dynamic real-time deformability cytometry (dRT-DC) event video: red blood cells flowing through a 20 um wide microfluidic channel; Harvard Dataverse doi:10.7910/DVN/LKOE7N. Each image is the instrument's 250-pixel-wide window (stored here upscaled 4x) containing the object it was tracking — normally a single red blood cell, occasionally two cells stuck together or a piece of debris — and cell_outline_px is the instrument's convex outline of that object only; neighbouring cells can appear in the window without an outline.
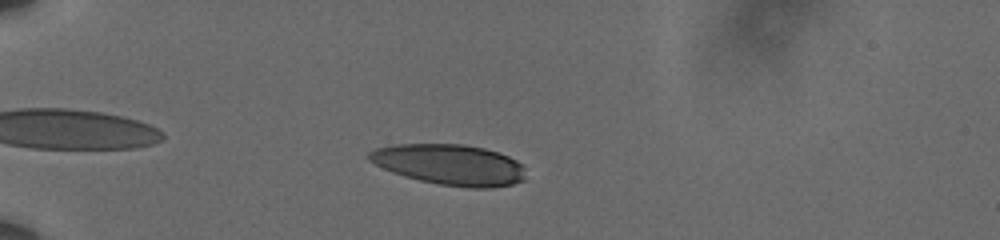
{"species": "human", "species_latin": "Homo sapiens", "temperature_condition": "cold", "stored_images_in_passage": 11, "camera_frame_rate_fps": 3000, "um_per_image_px": 0.085, "donor": {"sex": "male"}, "frame": {"image": 1, "passage_image": 3, "time_ms": 0.667, "image_size_px": [1000, 240], "cell_outline_px": [[524, 180], [512, 184], [492, 188], [468, 188], [440, 184], [420, 180], [404, 176], [392, 172], [368, 160], [368, 152], [376, 148], [392, 144], [464, 144], [484, 148], [508, 156], [524, 164]], "centroid_in_image_um": [38.23, 13.99], "position_along_channel_um": 46.8, "area_um2": 37.22}}
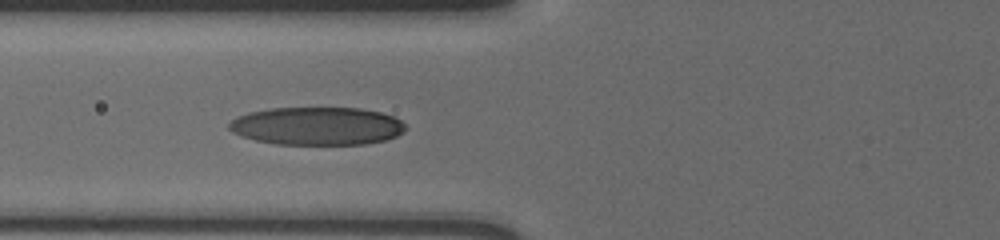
{"frame": {"image": 2, "passage_image": 9, "time_ms": 2.667, "image_size_px": [1000, 240], "cell_outline_px": [[408, 128], [404, 132], [396, 136], [384, 140], [364, 144], [276, 144], [256, 140], [240, 136], [232, 132], [228, 128], [228, 124], [236, 116], [248, 112], [268, 108], [360, 108], [380, 112], [392, 116], [400, 120]], "centroid_in_image_um": [26.93, 10.71], "position_along_channel_um": 98.9, "area_um2": 39.25}}
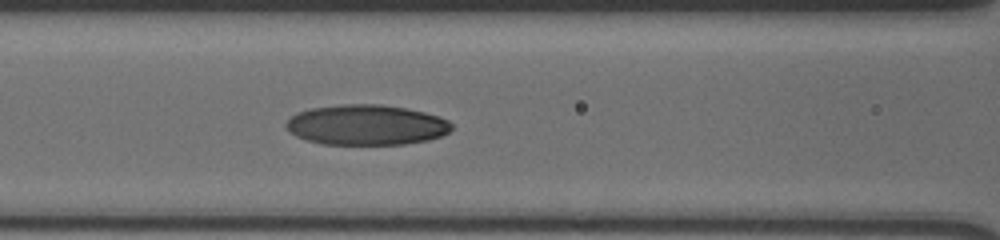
{"frame": {"image": 3, "passage_image": 11, "time_ms": 3.333, "image_size_px": [1000, 240], "cell_outline_px": [[452, 128], [448, 132], [440, 136], [428, 140], [404, 144], [324, 144], [308, 140], [296, 136], [284, 124], [296, 112], [312, 108], [340, 104], [380, 104], [404, 108], [424, 112], [448, 120], [452, 124]], "centroid_in_image_um": [31.14, 10.61], "position_along_channel_um": 135.5, "area_um2": 38.61}}